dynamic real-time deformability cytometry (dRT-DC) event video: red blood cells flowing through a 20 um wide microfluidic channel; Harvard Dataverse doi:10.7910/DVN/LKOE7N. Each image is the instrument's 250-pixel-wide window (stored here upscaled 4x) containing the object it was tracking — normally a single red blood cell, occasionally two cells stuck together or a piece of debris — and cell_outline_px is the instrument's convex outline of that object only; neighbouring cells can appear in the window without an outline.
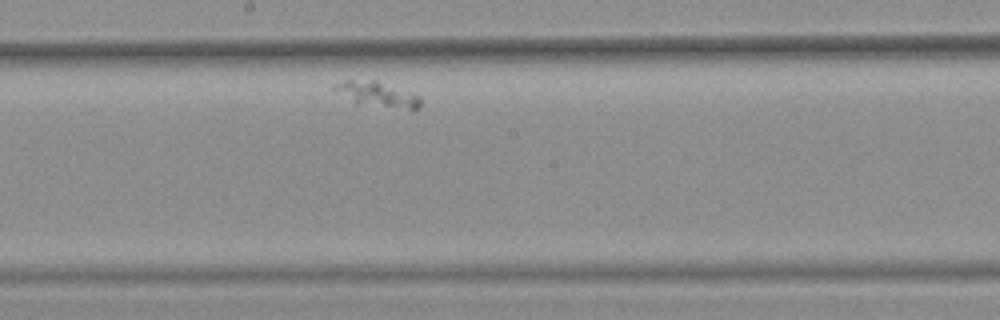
{"species": "common noctule bat (a hibernating species)", "species_latin": "Nyctalus noctula", "temperature_condition": "warm", "stored_images_in_passage": 30, "camera_frame_rate_fps": 3000, "um_per_image_px": 0.085, "animal": {"sex": "female", "body_mass_g": 25.1}, "frame": {"image": 1, "passage_image": 15, "time_ms": 4.667, "image_size_px": [1000, 320], "cell_outline_px": [[420, 108], [412, 112], [356, 104], [332, 88], [332, 84], [344, 80], [376, 80], [420, 96]], "centroid_in_image_um": [32.12, 8.07], "position_along_channel_um": 216.1, "area_um2": 13.12}}
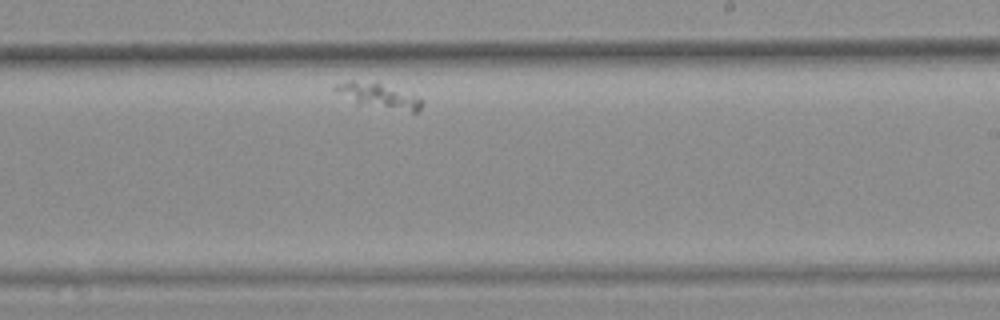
{"frame": {"image": 2, "passage_image": 19, "time_ms": 6.0, "image_size_px": [1000, 320], "cell_outline_px": [[424, 104], [416, 112], [412, 112], [356, 104], [332, 88], [336, 84], [348, 80], [376, 80], [420, 96], [424, 100]], "centroid_in_image_um": [32.24, 8.1], "position_along_channel_um": 256.8, "area_um2": 13.24}}
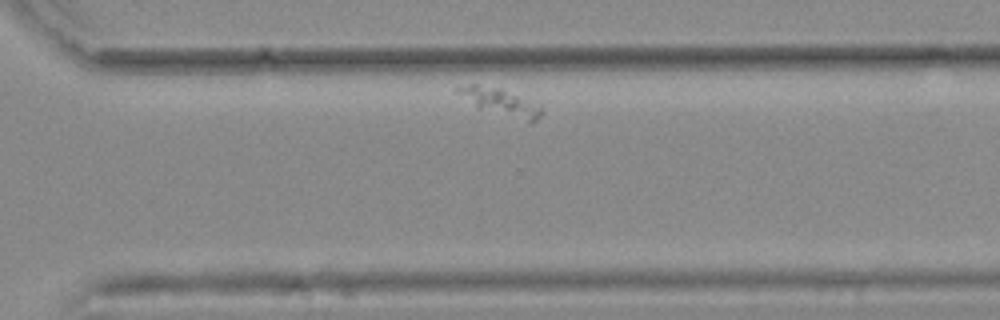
{"frame": {"image": 3, "passage_image": 26, "time_ms": 8.333, "image_size_px": [1000, 320], "cell_outline_px": [[544, 108], [540, 116], [532, 124], [476, 108], [456, 92], [456, 88], [472, 84], [476, 84], [500, 88]], "centroid_in_image_um": [42.54, 8.72], "position_along_channel_um": 328.1, "area_um2": 13.12}}